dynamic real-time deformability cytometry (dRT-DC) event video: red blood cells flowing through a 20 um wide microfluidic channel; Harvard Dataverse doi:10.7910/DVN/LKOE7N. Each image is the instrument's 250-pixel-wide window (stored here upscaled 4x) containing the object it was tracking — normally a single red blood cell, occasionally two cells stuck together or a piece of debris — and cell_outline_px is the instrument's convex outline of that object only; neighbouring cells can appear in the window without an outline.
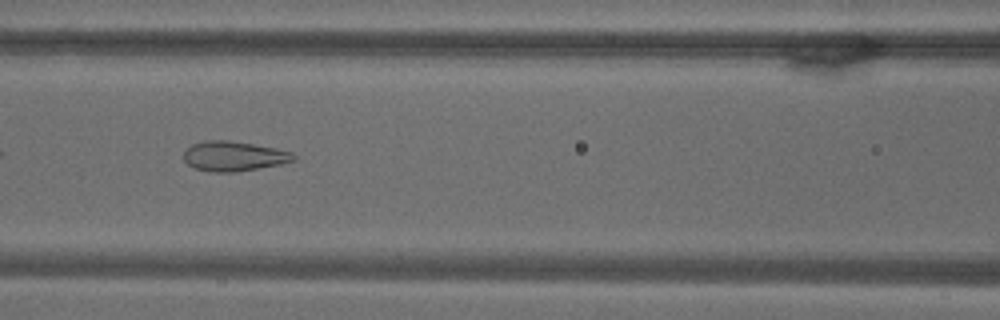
{"species": "common noctule bat (a hibernating species)", "species_latin": "Nyctalus noctula", "temperature_condition": "warm", "stored_images_in_passage": 50, "camera_frame_rate_fps": 3000, "um_per_image_px": 0.085, "animal": {"sex": "male", "body_mass_g": 18.8}, "frame": {"image": 1, "passage_image": 11, "time_ms": 3.333, "image_size_px": [1000, 320], "cell_outline_px": [[296, 160], [280, 164], [236, 172], [212, 172], [196, 168], [188, 164], [184, 160], [184, 152], [192, 144], [204, 140], [228, 140], [276, 148], [292, 152], [296, 156]], "centroid_in_image_um": [19.88, 13.27], "position_along_channel_um": 146.7, "area_um2": 19.02}}
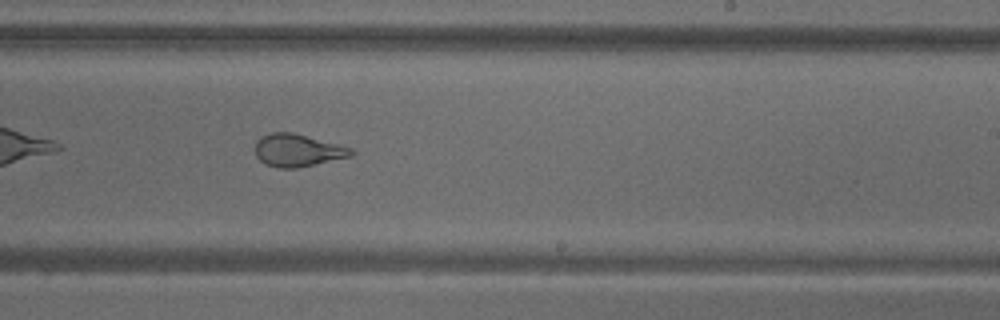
{"frame": {"image": 2, "passage_image": 23, "time_ms": 7.333, "image_size_px": [1000, 320], "cell_outline_px": [[356, 152], [352, 156], [296, 168], [280, 168], [264, 164], [256, 156], [256, 140], [260, 136], [272, 132], [292, 132], [340, 144], [352, 148]], "centroid_in_image_um": [25.31, 12.77], "position_along_channel_um": 263.7, "area_um2": 18.32}}
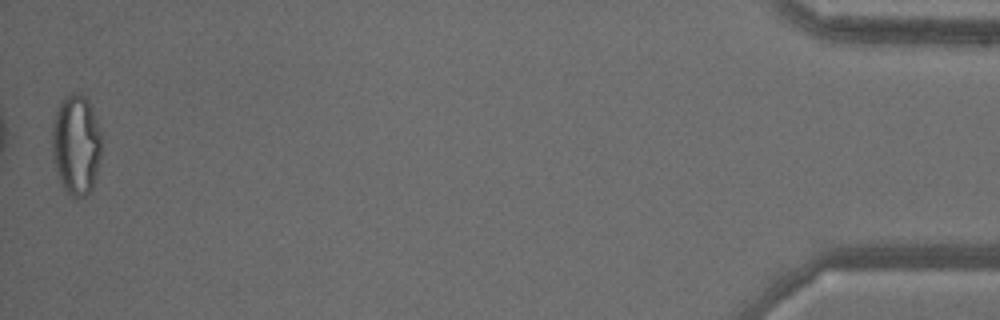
{"frame": {"image": 3, "passage_image": 49, "time_ms": 16.0, "image_size_px": [1000, 320], "cell_outline_px": [[100, 156], [96, 176], [92, 192], [84, 196], [72, 196], [64, 188], [60, 180], [52, 156], [52, 124], [60, 100], [76, 92], [80, 92], [88, 100], [92, 108], [100, 132]], "centroid_in_image_um": [6.47, 12.29], "position_along_channel_um": 428.7, "area_um2": 28.73}}